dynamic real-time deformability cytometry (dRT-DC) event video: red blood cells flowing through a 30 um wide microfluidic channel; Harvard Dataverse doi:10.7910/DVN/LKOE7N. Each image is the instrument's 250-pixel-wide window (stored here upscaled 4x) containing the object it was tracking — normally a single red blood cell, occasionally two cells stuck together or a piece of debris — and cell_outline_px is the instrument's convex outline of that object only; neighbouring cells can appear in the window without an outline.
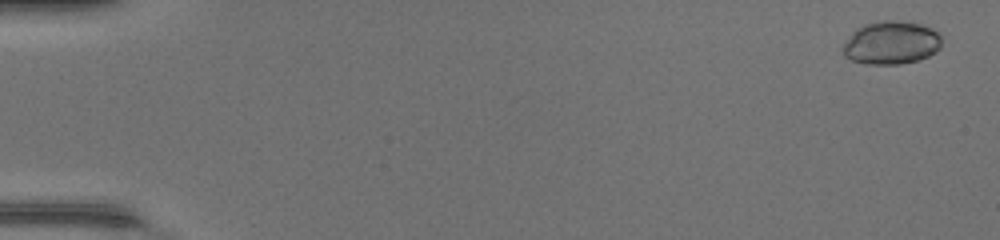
{"species": "common noctule bat (a hibernating species)", "species_latin": "Nyctalus noctula", "temperature_condition": "warm", "stored_images_in_passage": 49, "camera_frame_rate_fps": 3000, "um_per_image_px": 0.085, "animal": {"sex": "female", "body_mass_g": 17.0, "forearm_length_mm": 48.0}, "frame": {"image": 1, "passage_image": 2, "time_ms": 0.333, "image_size_px": [1000, 240], "cell_outline_px": [[940, 48], [936, 52], [928, 56], [916, 60], [900, 64], [868, 64], [852, 60], [844, 56], [840, 48], [852, 32], [856, 28], [864, 24], [880, 20], [912, 20], [932, 28], [940, 36]], "centroid_in_image_um": [75.73, 3.61], "position_along_channel_um": 9.3, "area_um2": 25.26}}
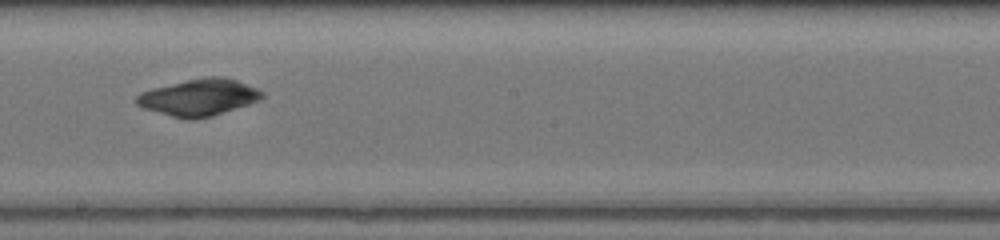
{"frame": {"image": 2, "passage_image": 29, "time_ms": 9.333, "image_size_px": [1000, 240], "cell_outline_px": [[264, 96], [260, 100], [212, 116], [192, 120], [188, 120], [172, 116], [144, 108], [136, 104], [136, 96], [140, 92], [152, 88], [204, 76], [224, 76], [236, 80], [256, 88], [264, 92]], "centroid_in_image_um": [16.91, 8.27], "position_along_channel_um": 231.3, "area_um2": 26.82}}
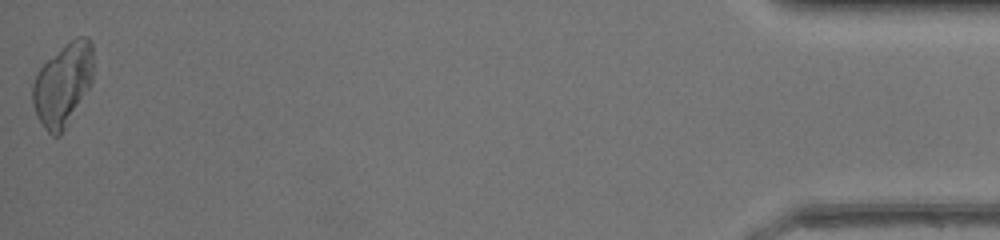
{"frame": {"image": 3, "passage_image": 49, "time_ms": 16.0, "image_size_px": [1000, 240], "cell_outline_px": [[92, 80], [88, 88], [60, 136], [52, 136], [44, 128], [36, 116], [32, 104], [32, 84], [36, 72], [48, 60], [76, 36], [88, 36], [92, 40]], "centroid_in_image_um": [5.32, 7.18], "position_along_channel_um": 429.9, "area_um2": 28.9}, "authors_computed_cell_mechanics": {"area_um2": 26.2412, "velocity_mm_per_s": 4.3643, "shape_relaxation_time_tau1_ms": 2.6019, "shape_relaxation_time_tau2_ms": null, "deformation_change_tau1": 0.0544, "deformation_change_tau2": null}}